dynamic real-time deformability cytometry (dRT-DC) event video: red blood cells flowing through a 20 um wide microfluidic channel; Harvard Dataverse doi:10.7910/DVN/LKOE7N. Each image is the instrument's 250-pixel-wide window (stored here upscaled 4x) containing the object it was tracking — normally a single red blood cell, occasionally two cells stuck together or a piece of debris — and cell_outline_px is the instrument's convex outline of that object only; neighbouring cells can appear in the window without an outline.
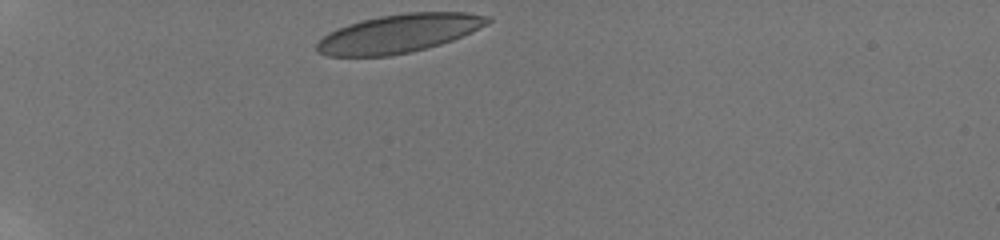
{"species": "human", "species_latin": "Homo sapiens", "temperature_condition": "room temperature", "stored_images_in_passage": 6, "camera_frame_rate_fps": 3000, "um_per_image_px": 0.085, "donor": {"sex": "male"}, "frame": {"image": 1, "passage_image": 1, "time_ms": 0.0, "image_size_px": [1000, 240], "cell_outline_px": [[492, 20], [452, 40], [440, 44], [408, 52], [388, 56], [328, 56], [316, 52], [316, 44], [328, 32], [348, 24], [360, 20], [380, 16], [404, 12], [468, 12], [492, 16]], "centroid_in_image_um": [33.86, 2.83], "position_along_channel_um": 51.1, "area_um2": 37.92}}
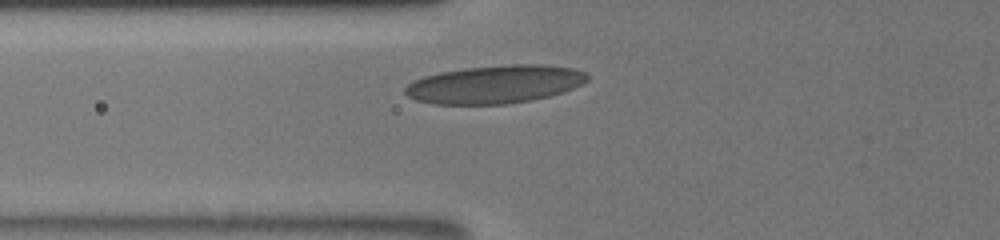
{"frame": {"image": 2, "passage_image": 3, "time_ms": 2.0, "image_size_px": [1000, 240], "cell_outline_px": [[588, 80], [584, 84], [548, 96], [532, 100], [508, 104], [432, 104], [416, 100], [408, 96], [404, 92], [404, 88], [412, 80], [424, 76], [440, 72], [464, 68], [508, 64], [540, 64], [572, 68], [584, 72], [588, 76]], "centroid_in_image_um": [42.04, 7.16], "position_along_channel_um": 83.8, "area_um2": 40.52}}
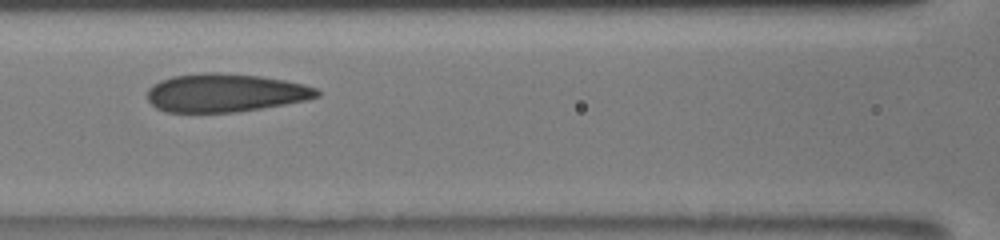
{"frame": {"image": 3, "passage_image": 5, "time_ms": 3.667, "image_size_px": [1000, 240], "cell_outline_px": [[320, 96], [308, 100], [236, 112], [164, 112], [156, 108], [148, 100], [148, 88], [152, 84], [160, 80], [172, 76], [200, 72], [220, 72], [260, 76], [284, 80], [304, 84], [316, 88], [320, 92]], "centroid_in_image_um": [19.13, 7.88], "position_along_channel_um": 147.5, "area_um2": 38.09}}